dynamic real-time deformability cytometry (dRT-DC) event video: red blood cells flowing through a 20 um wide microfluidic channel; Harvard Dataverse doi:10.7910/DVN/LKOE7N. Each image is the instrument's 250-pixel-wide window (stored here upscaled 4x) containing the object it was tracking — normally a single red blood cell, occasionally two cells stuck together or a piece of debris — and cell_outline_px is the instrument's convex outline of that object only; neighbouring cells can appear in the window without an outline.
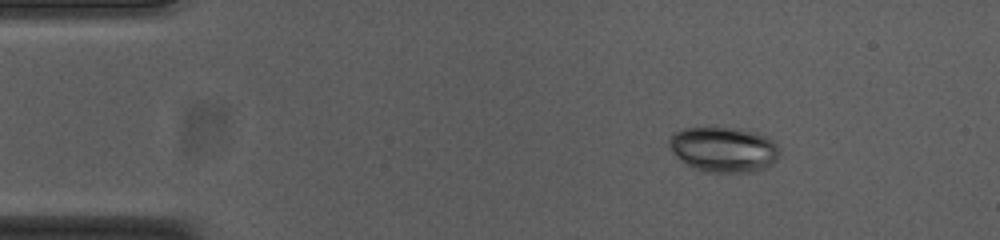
{"species": "common noctule bat (a hibernating species)", "species_latin": "Nyctalus noctula", "temperature_condition": "cold", "stored_images_in_passage": 47, "camera_frame_rate_fps": 3000, "um_per_image_px": 0.085, "animal": {"sex": "female", "body_mass_g": 23.0, "forearm_length_mm": 53.4}, "frame": {"image": 1, "passage_image": 1, "time_ms": 0.0, "image_size_px": [1000, 240], "cell_outline_px": [[780, 156], [772, 164], [764, 168], [752, 172], [704, 172], [692, 168], [668, 144], [668, 140], [672, 132], [684, 128], [740, 128], [756, 132], [768, 136], [776, 140], [780, 148]], "centroid_in_image_um": [61.59, 12.69], "position_along_channel_um": 23.4, "area_um2": 29.25}}
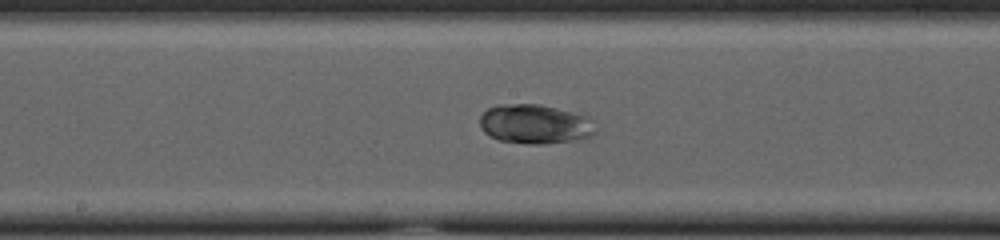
{"frame": {"image": 2, "passage_image": 21, "time_ms": 6.667, "image_size_px": [1000, 240], "cell_outline_px": [[596, 132], [592, 136], [584, 140], [540, 144], [528, 144], [500, 140], [484, 132], [480, 124], [480, 116], [488, 108], [496, 104], [540, 104], [592, 116]], "centroid_in_image_um": [45.55, 10.54], "position_along_channel_um": 202.6, "area_um2": 27.05}}
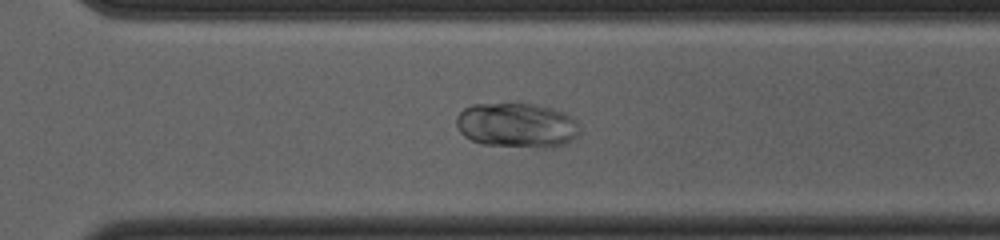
{"frame": {"image": 3, "passage_image": 31, "time_ms": 10.0, "image_size_px": [1000, 240], "cell_outline_px": [[580, 132], [576, 136], [564, 144], [552, 148], [544, 148], [484, 144], [472, 140], [464, 136], [460, 132], [456, 124], [456, 116], [464, 108], [472, 104], [536, 104], [552, 108], [564, 112], [580, 124]], "centroid_in_image_um": [43.94, 10.65], "position_along_channel_um": 326.7, "area_um2": 32.25}}